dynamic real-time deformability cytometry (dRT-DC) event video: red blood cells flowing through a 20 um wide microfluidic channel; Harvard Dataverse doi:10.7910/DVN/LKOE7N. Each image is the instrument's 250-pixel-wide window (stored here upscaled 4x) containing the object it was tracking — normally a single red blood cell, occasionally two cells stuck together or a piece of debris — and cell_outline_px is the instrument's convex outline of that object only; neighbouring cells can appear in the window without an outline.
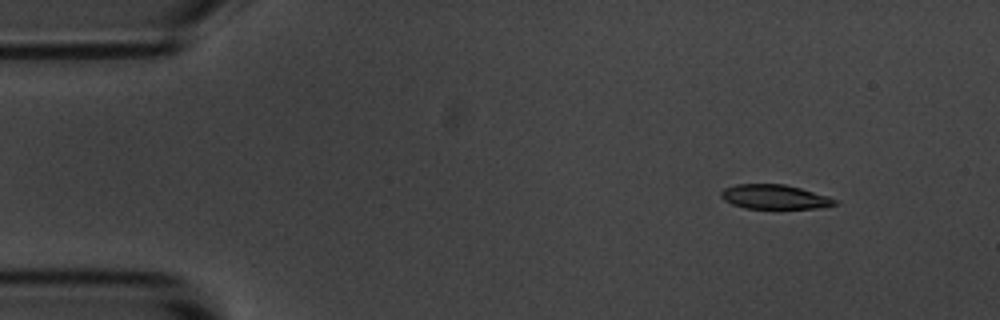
{"species": "common noctule bat (a hibernating species)", "species_latin": "Nyctalus noctula", "temperature_condition": "room temperature", "stored_images_in_passage": 4, "camera_frame_rate_fps": 3000, "um_per_image_px": 0.085, "animal": {"sex": "male", "body_mass_g": 20.1, "forearm_length_mm": 53.5}, "frame": {"image": 1, "passage_image": 1, "time_ms": 0.0, "image_size_px": [1000, 320], "cell_outline_px": [[840, 200], [836, 204], [816, 208], [744, 208], [732, 204], [724, 200], [720, 196], [720, 192], [724, 188], [736, 184], [784, 184], [800, 188], [828, 196]], "centroid_in_image_um": [65.82, 16.73], "position_along_channel_um": 19.2, "area_um2": 16.13}}
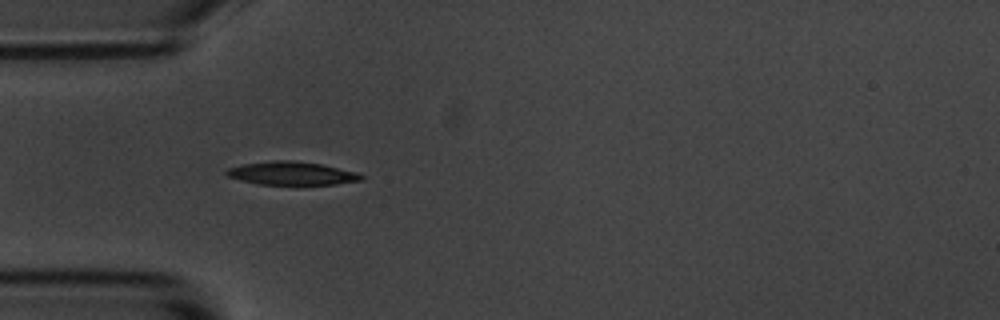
{"frame": {"image": 2, "passage_image": 3, "time_ms": 0.667, "image_size_px": [1000, 320], "cell_outline_px": [[364, 180], [336, 184], [256, 184], [240, 180], [228, 176], [224, 172], [228, 168], [244, 164], [276, 160], [292, 160], [320, 164], [356, 172], [364, 176]], "centroid_in_image_um": [24.8, 14.73], "position_along_channel_um": 60.2, "area_um2": 18.09}}